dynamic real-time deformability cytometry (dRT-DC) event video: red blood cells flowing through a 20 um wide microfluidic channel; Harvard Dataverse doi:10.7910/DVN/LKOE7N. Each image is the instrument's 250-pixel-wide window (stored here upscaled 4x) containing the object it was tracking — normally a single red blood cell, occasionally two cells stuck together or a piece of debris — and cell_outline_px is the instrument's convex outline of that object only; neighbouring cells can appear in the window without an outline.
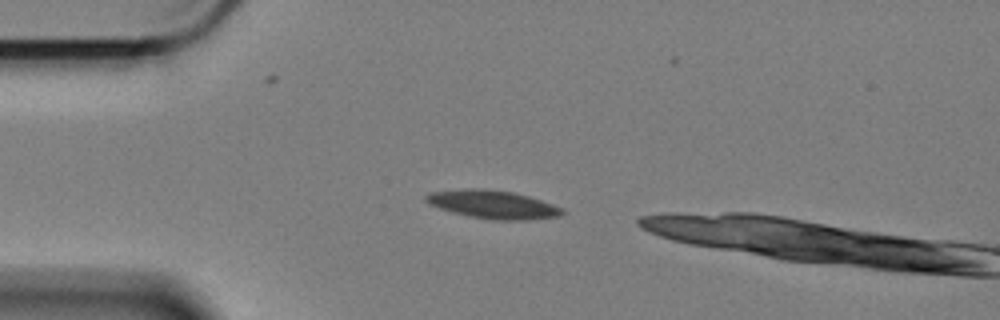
{"species": "Egyptian fruit bat (a non-hibernating species)", "species_latin": "Rousettus aegyptiacus", "temperature_condition": "cold", "stored_images_in_passage": 4, "camera_frame_rate_fps": 3000, "um_per_image_px": 0.085, "animal": {"sex": "female"}, "frame": {"image": 1, "passage_image": 1, "time_ms": 0.0, "image_size_px": [1000, 320], "cell_outline_px": [[564, 212], [560, 216], [528, 220], [492, 220], [468, 216], [452, 212], [440, 208], [424, 200], [424, 196], [432, 192], [468, 188], [480, 188], [512, 192], [528, 196], [564, 208]], "centroid_in_image_um": [41.91, 17.39], "position_along_channel_um": 43.1, "area_um2": 22.31}}